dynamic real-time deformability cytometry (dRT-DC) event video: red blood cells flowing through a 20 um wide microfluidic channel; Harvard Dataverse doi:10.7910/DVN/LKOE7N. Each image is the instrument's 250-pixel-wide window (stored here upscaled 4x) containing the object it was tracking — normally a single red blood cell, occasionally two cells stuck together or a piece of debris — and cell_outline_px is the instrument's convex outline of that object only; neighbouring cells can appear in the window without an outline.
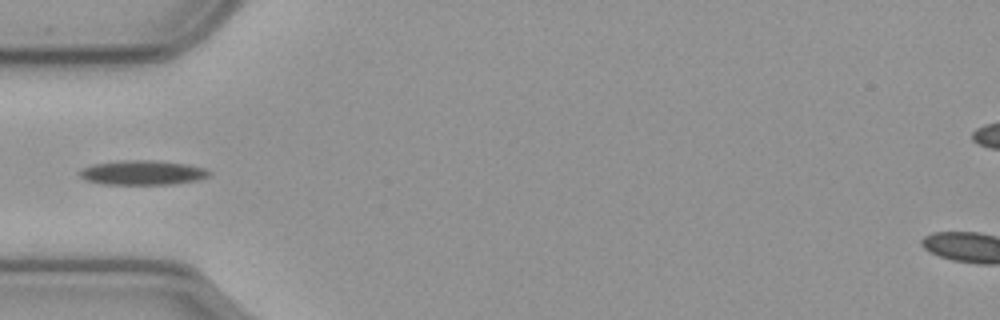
{"species": "common noctule bat (a hibernating species)", "species_latin": "Nyctalus noctula", "temperature_condition": "cold", "stored_images_in_passage": 40, "camera_frame_rate_fps": 3000, "um_per_image_px": 0.085, "animal": {"sex": "male", "body_mass_g": 23.1, "forearm_length_mm": 52.7}, "frame": {"image": 1, "passage_image": 1, "time_ms": 0.0, "image_size_px": [1000, 320], "cell_outline_px": [[212, 176], [196, 180], [172, 184], [104, 184], [88, 180], [80, 176], [80, 172], [84, 168], [92, 164], [124, 160], [148, 160], [184, 164], [204, 168], [212, 172]], "centroid_in_image_um": [12.15, 14.68], "position_along_channel_um": 72.8, "area_um2": 18.21}}
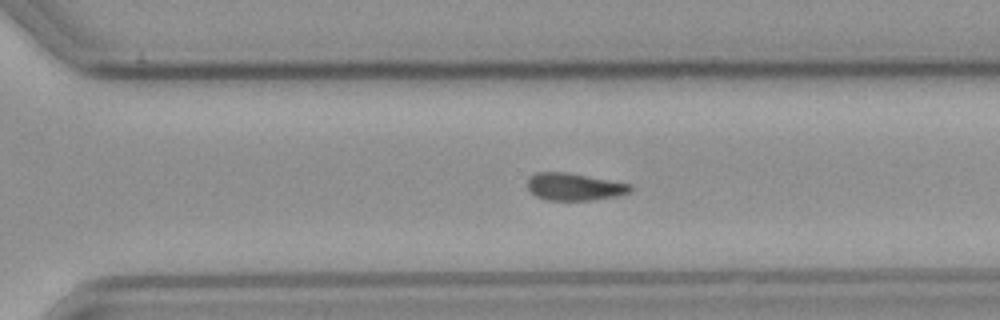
{"frame": {"image": 2, "passage_image": 22, "time_ms": 7.0, "image_size_px": [1000, 320], "cell_outline_px": [[632, 192], [616, 196], [592, 200], [544, 200], [536, 196], [528, 188], [528, 176], [536, 172], [568, 172], [632, 184]], "centroid_in_image_um": [48.82, 15.87], "position_along_channel_um": 321.8, "area_um2": 16.53}}
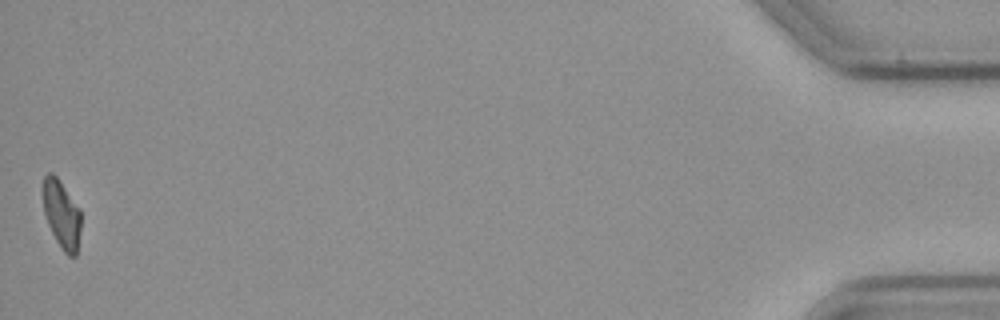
{"frame": {"image": 3, "passage_image": 40, "time_ms": 13.0, "image_size_px": [1000, 320], "cell_outline_px": [[80, 228], [76, 256], [68, 256], [64, 252], [56, 240], [48, 224], [44, 212], [44, 176], [48, 172], [52, 172], [56, 176], [80, 208]], "centroid_in_image_um": [5.25, 18.22], "position_along_channel_um": 430.0, "area_um2": 14.74}}